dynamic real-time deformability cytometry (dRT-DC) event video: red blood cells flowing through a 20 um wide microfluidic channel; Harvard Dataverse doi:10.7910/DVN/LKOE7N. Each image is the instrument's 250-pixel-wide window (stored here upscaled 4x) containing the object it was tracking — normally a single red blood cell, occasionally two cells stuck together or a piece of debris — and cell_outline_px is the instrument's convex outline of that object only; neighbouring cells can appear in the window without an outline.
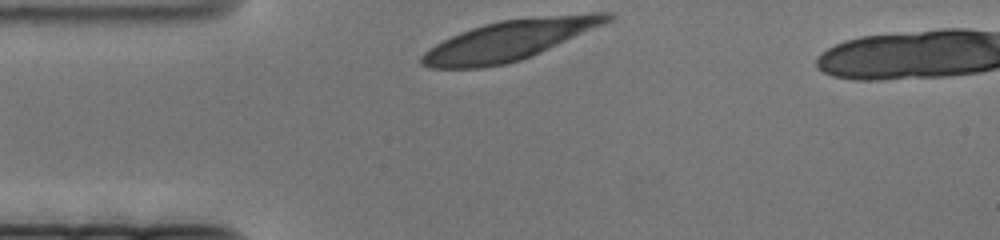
{"species": "human", "species_latin": "Homo sapiens", "temperature_condition": "cold", "stored_images_in_passage": 46, "camera_frame_rate_fps": 3000, "um_per_image_px": 0.085, "donor": {"sex": "female"}, "frame": {"image": 1, "passage_image": 1, "time_ms": 0.0, "image_size_px": [1000, 240], "cell_outline_px": [[616, 16], [612, 20], [604, 24], [532, 56], [520, 60], [504, 64], [480, 68], [428, 68], [420, 64], [420, 56], [428, 48], [460, 32], [484, 24], [500, 20], [592, 12], [612, 12]], "centroid_in_image_um": [43.32, 3.42], "position_along_channel_um": 41.7, "area_um2": 43.18}}
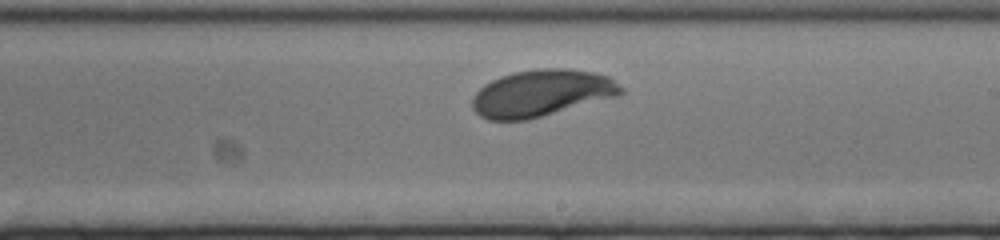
{"frame": {"image": 2, "passage_image": 28, "time_ms": 9.0, "image_size_px": [1000, 240], "cell_outline_px": [[624, 92], [620, 96], [528, 120], [488, 120], [480, 116], [472, 108], [472, 96], [484, 84], [500, 76], [516, 72], [540, 68], [564, 68], [596, 72], [608, 76], [624, 88]], "centroid_in_image_um": [46.06, 7.92], "position_along_channel_um": 242.9, "area_um2": 40.86}}
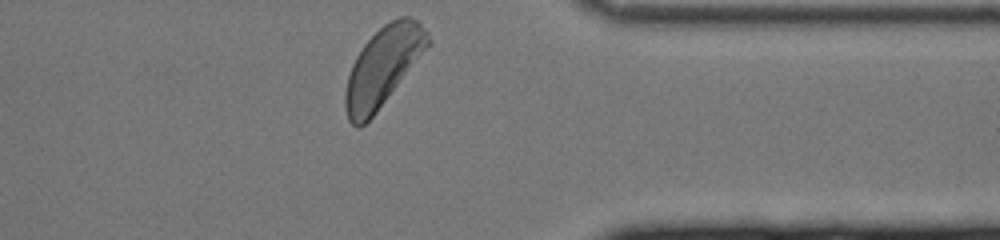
{"frame": {"image": 3, "passage_image": 46, "time_ms": 15.0, "image_size_px": [1000, 240], "cell_outline_px": [[432, 44], [376, 112], [360, 128], [356, 128], [348, 120], [344, 108], [344, 92], [348, 76], [352, 64], [356, 56], [364, 44], [384, 24], [400, 16], [408, 16], [420, 20], [428, 32], [432, 40]], "centroid_in_image_um": [32.58, 5.65], "position_along_channel_um": 378.8, "area_um2": 38.26}}